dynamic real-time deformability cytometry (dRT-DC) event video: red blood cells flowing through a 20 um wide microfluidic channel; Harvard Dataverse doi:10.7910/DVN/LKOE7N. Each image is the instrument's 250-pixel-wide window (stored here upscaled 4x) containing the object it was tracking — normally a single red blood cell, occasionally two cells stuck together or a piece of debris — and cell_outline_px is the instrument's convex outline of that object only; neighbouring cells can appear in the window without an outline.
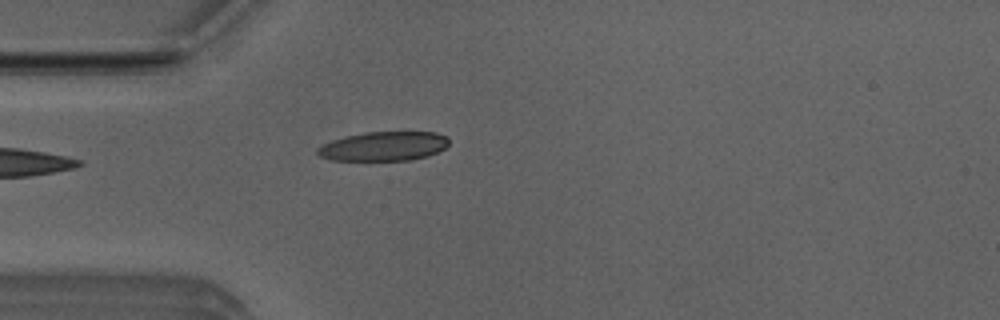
{"species": "Egyptian fruit bat (a non-hibernating species)", "species_latin": "Rousettus aegyptiacus", "temperature_condition": "room temperature", "stored_images_in_passage": 2, "camera_frame_rate_fps": 3000, "um_per_image_px": 0.085, "animal": {"sex": "male"}, "frame": {"image": 1, "passage_image": 2, "time_ms": 0.333, "image_size_px": [1000, 320], "cell_outline_px": [[448, 144], [444, 148], [428, 156], [412, 160], [332, 160], [320, 156], [316, 152], [316, 148], [332, 140], [344, 136], [364, 132], [436, 132], [448, 136]], "centroid_in_image_um": [32.61, 12.42], "position_along_channel_um": 52.4, "area_um2": 22.43}}